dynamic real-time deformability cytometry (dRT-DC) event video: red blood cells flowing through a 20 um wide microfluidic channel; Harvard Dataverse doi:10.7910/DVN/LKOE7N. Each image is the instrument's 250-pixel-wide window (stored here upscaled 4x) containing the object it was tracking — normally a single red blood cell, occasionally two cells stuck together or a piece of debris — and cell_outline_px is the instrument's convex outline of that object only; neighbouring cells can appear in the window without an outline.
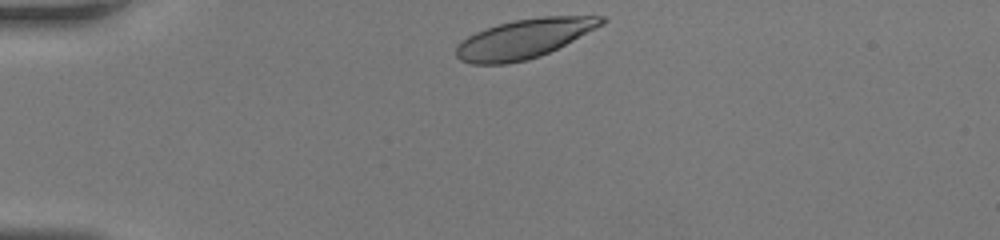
{"species": "human", "species_latin": "Homo sapiens", "temperature_condition": "room temperature", "stored_images_in_passage": 28, "camera_frame_rate_fps": 3000, "um_per_image_px": 0.085, "donor": {"sex": "female"}, "frame": {"image": 1, "passage_image": 1, "time_ms": 0.0, "image_size_px": [1000, 240], "cell_outline_px": [[608, 20], [604, 24], [540, 56], [528, 60], [504, 64], [472, 64], [460, 60], [456, 56], [456, 44], [460, 40], [476, 32], [500, 24], [516, 20], [544, 16], [604, 16]], "centroid_in_image_um": [44.52, 3.29], "position_along_channel_um": 40.5, "area_um2": 32.89}}
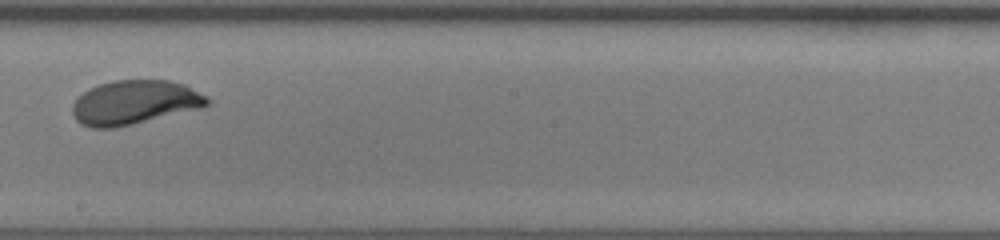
{"frame": {"image": 2, "passage_image": 17, "time_ms": 5.333, "image_size_px": [1000, 240], "cell_outline_px": [[212, 104], [200, 108], [132, 124], [112, 128], [92, 128], [80, 124], [76, 120], [72, 112], [72, 104], [88, 88], [100, 84], [116, 80], [168, 80], [184, 84], [208, 96], [212, 100]], "centroid_in_image_um": [11.46, 8.7], "position_along_channel_um": 236.7, "area_um2": 34.68}}
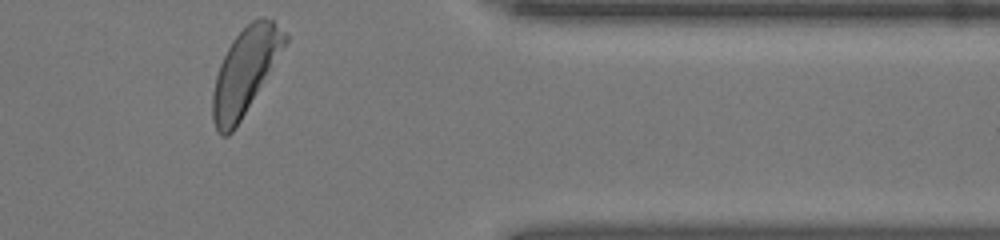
{"frame": {"image": 3, "passage_image": 28, "time_ms": 9.0, "image_size_px": [1000, 240], "cell_outline_px": [[288, 40], [240, 120], [232, 132], [228, 136], [220, 136], [216, 132], [212, 120], [212, 92], [216, 76], [220, 64], [232, 40], [252, 20], [260, 16], [264, 16], [272, 20], [288, 36]], "centroid_in_image_um": [20.79, 6.07], "position_along_channel_um": 390.6, "area_um2": 35.2}}